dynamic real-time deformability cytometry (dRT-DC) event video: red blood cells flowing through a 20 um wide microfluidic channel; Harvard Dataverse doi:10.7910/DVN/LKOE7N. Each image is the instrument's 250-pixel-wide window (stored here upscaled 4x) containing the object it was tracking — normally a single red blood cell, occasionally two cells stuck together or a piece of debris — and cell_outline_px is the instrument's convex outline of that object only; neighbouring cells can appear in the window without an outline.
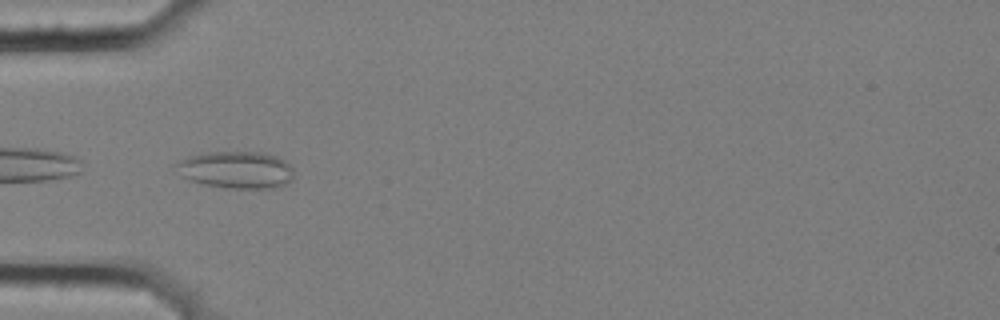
{"species": "common noctule bat (a hibernating species)", "species_latin": "Nyctalus noctula", "temperature_condition": "cold", "stored_images_in_passage": 6, "camera_frame_rate_fps": 3000, "um_per_image_px": 0.085, "animal": {"sex": "female", "body_mass_g": 25.1}, "frame": {"image": 1, "passage_image": 5, "time_ms": 1.333, "image_size_px": [1000, 320], "cell_outline_px": [[292, 180], [284, 184], [272, 188], [232, 188], [204, 184], [192, 180], [184, 176], [172, 164], [176, 160], [192, 156], [212, 152], [264, 152], [276, 156], [284, 160], [292, 168]], "centroid_in_image_um": [20.08, 14.42], "position_along_channel_um": 64.9, "area_um2": 25.14}}